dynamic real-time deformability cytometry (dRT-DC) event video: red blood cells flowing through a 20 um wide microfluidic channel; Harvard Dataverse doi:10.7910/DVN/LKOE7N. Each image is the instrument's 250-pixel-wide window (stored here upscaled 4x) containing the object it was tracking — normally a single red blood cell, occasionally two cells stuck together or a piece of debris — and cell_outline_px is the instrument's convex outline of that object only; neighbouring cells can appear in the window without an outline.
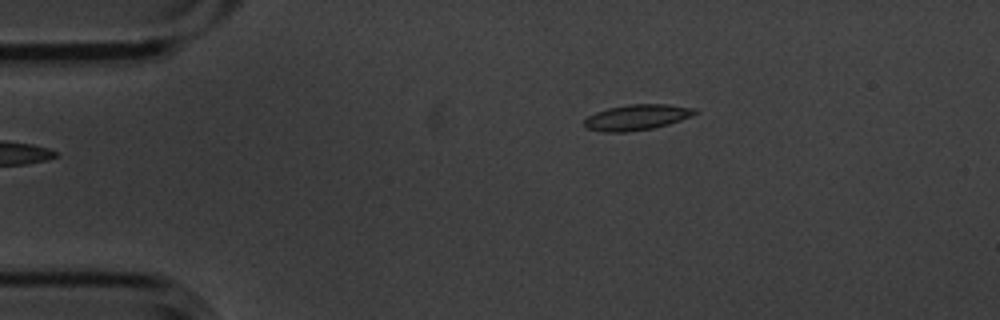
{"species": "common noctule bat (a hibernating species)", "species_latin": "Nyctalus noctula", "temperature_condition": "cold", "stored_images_in_passage": 5, "camera_frame_rate_fps": 3000, "um_per_image_px": 0.085, "animal": {"sex": "male", "body_mass_g": 20.1, "forearm_length_mm": 53.5}, "frame": {"image": 1, "passage_image": 5, "time_ms": 1.333, "image_size_px": [1000, 320], "cell_outline_px": [[696, 112], [680, 120], [668, 124], [652, 128], [624, 132], [604, 132], [588, 128], [584, 124], [584, 120], [588, 116], [596, 112], [608, 108], [628, 104], [668, 104], [696, 108]], "centroid_in_image_um": [54.1, 9.96], "position_along_channel_um": 30.9, "area_um2": 16.24}}